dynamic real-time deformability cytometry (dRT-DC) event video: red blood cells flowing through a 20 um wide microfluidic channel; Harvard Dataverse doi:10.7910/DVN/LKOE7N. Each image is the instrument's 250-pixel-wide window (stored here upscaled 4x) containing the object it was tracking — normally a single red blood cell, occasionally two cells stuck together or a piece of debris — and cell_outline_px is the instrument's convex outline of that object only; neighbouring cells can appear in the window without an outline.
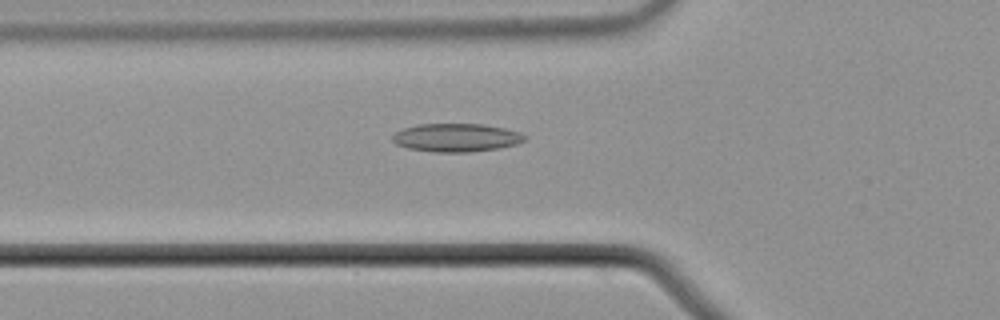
{"species": "common noctule bat (a hibernating species)", "species_latin": "Nyctalus noctula", "temperature_condition": "cold", "stored_images_in_passage": 47, "camera_frame_rate_fps": 3000, "um_per_image_px": 0.085, "animal": {"sex": "male", "body_mass_g": 21.5, "forearm_length_mm": 52.0}, "frame": {"image": 1, "passage_image": 12, "time_ms": 3.667, "image_size_px": [1000, 320], "cell_outline_px": [[528, 136], [524, 140], [516, 144], [500, 148], [468, 152], [432, 152], [408, 148], [396, 144], [392, 140], [392, 136], [396, 132], [404, 128], [416, 124], [484, 124], [504, 128], [520, 132]], "centroid_in_image_um": [38.79, 11.69], "position_along_channel_um": 87.0, "area_um2": 21.85}}
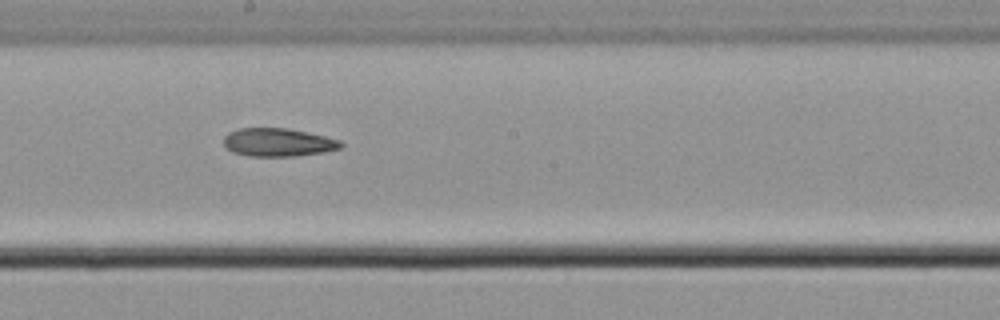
{"frame": {"image": 2, "passage_image": 23, "time_ms": 7.333, "image_size_px": [1000, 320], "cell_outline_px": [[344, 144], [340, 148], [324, 152], [296, 156], [248, 156], [232, 152], [224, 144], [224, 136], [228, 132], [240, 128], [288, 128], [324, 136], [340, 140]], "centroid_in_image_um": [23.63, 12.1], "position_along_channel_um": 224.6, "area_um2": 19.25}}
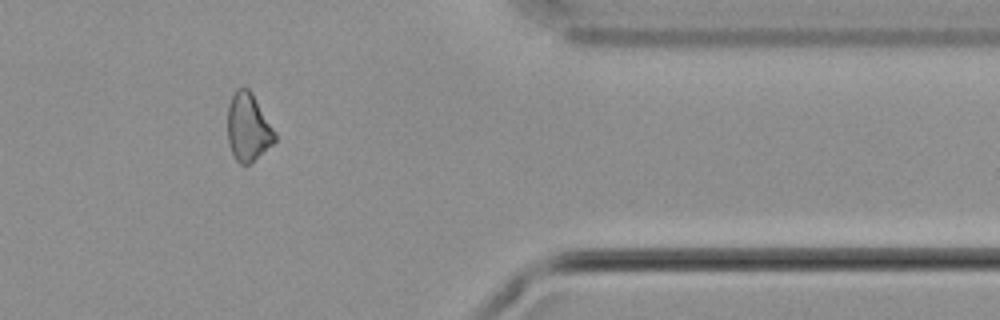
{"frame": {"image": 3, "passage_image": 38, "time_ms": 12.333, "image_size_px": [1000, 320], "cell_outline_px": [[276, 140], [272, 144], [248, 164], [240, 164], [236, 160], [232, 152], [228, 140], [228, 104], [236, 88], [248, 88], [252, 92], [276, 132]], "centroid_in_image_um": [21.09, 10.79], "position_along_channel_um": 390.3, "area_um2": 18.5}}